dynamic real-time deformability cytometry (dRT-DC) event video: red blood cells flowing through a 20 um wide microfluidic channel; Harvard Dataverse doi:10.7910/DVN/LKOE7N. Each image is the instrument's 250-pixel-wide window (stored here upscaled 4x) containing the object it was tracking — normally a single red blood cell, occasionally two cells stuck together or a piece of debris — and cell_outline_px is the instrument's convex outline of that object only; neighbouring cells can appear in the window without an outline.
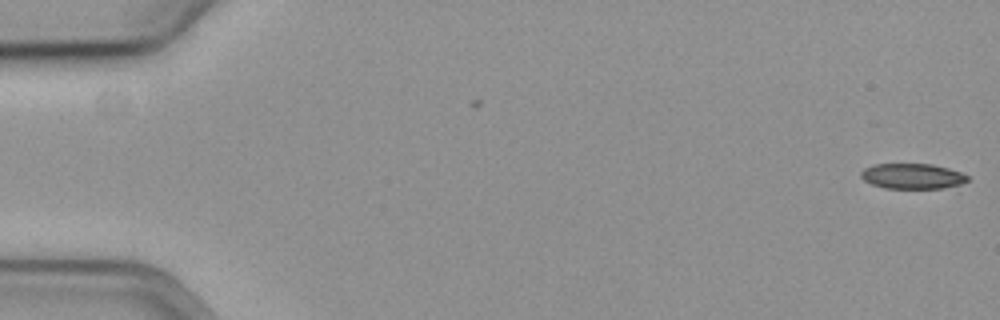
{"species": "common noctule bat (a hibernating species)", "species_latin": "Nyctalus noctula", "temperature_condition": "cold", "stored_images_in_passage": 6, "camera_frame_rate_fps": 3000, "um_per_image_px": 0.085, "animal": {"sex": "female", "body_mass_g": 19.3, "forearm_length_mm": 54.1}, "frame": {"image": 1, "passage_image": 6, "time_ms": 1.667, "image_size_px": [1000, 320], "cell_outline_px": [[968, 180], [960, 184], [944, 188], [884, 188], [872, 184], [864, 180], [860, 176], [860, 172], [864, 168], [872, 164], [932, 164], [948, 168], [960, 172], [968, 176]], "centroid_in_image_um": [77.52, 14.97], "position_along_channel_um": 7.5, "area_um2": 15.72}}